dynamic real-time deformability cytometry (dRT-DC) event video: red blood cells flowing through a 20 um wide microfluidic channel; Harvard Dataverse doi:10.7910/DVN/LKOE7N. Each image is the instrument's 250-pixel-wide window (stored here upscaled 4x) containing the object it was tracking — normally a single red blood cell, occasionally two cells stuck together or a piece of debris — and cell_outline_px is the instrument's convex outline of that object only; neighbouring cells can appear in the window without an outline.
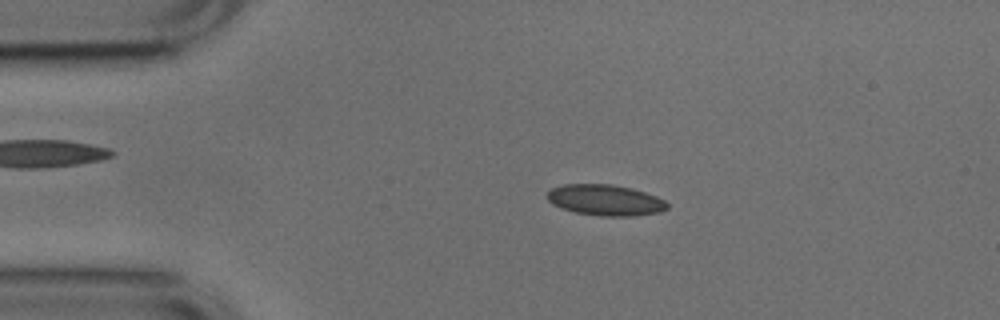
{"species": "common noctule bat (a hibernating species)", "species_latin": "Nyctalus noctula", "temperature_condition": "cold", "stored_images_in_passage": 8, "camera_frame_rate_fps": 3000, "um_per_image_px": 0.085, "animal": {"sex": "male", "body_mass_g": 17.9, "forearm_length_mm": 54.2}, "frame": {"image": 1, "passage_image": 3, "time_ms": 0.667, "image_size_px": [1000, 320], "cell_outline_px": [[668, 208], [660, 212], [632, 216], [600, 216], [576, 212], [552, 204], [548, 200], [548, 192], [552, 188], [564, 184], [612, 184], [632, 188], [656, 196], [664, 200], [668, 204]], "centroid_in_image_um": [51.47, 17.0], "position_along_channel_um": 33.5, "area_um2": 21.5}}